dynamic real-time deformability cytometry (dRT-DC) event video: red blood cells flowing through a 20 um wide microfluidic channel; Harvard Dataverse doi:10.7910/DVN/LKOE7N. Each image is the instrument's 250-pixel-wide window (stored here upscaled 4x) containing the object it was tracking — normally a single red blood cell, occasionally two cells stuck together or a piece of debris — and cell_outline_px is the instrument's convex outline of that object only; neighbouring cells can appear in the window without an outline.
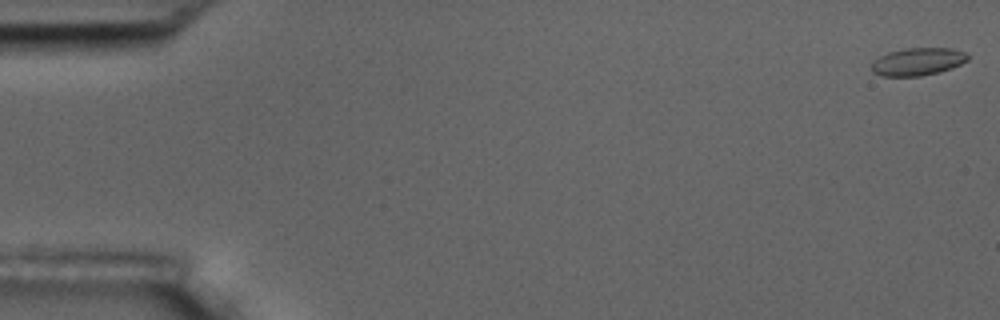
{"species": "common noctule bat (a hibernating species)", "species_latin": "Nyctalus noctula", "temperature_condition": "room temperature", "stored_images_in_passage": 2, "camera_frame_rate_fps": 3000, "um_per_image_px": 0.085, "animal": {"sex": "male", "body_mass_g": 17.5, "forearm_length_mm": 52.3}, "frame": {"image": 1, "passage_image": 1, "time_ms": 0.0, "image_size_px": [1000, 320], "cell_outline_px": [[968, 60], [952, 68], [940, 72], [920, 76], [880, 76], [872, 72], [872, 60], [888, 52], [908, 48], [952, 48], [964, 52], [968, 56]], "centroid_in_image_um": [77.99, 5.24], "position_along_channel_um": 7.0, "area_um2": 15.55}}